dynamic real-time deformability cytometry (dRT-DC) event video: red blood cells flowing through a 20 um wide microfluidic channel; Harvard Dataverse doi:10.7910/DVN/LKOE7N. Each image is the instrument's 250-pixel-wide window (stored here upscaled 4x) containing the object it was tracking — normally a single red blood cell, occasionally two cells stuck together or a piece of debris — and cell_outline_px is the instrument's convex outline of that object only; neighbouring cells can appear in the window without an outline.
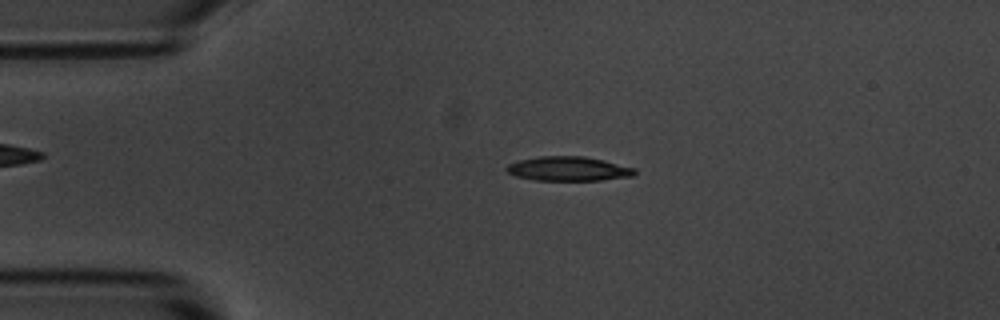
{"species": "common noctule bat (a hibernating species)", "species_latin": "Nyctalus noctula", "temperature_condition": "room temperature", "stored_images_in_passage": 54, "camera_frame_rate_fps": 3000, "um_per_image_px": 0.085, "animal": {"sex": "male", "body_mass_g": 20.1, "forearm_length_mm": 53.5}, "frame": {"image": 1, "passage_image": 11, "time_ms": 3.333, "image_size_px": [1000, 320], "cell_outline_px": [[636, 172], [632, 176], [600, 180], [536, 180], [516, 176], [508, 172], [504, 168], [508, 164], [520, 160], [540, 156], [584, 156], [604, 160], [636, 168]], "centroid_in_image_um": [48.32, 14.34], "position_along_channel_um": 36.7, "area_um2": 18.09}}
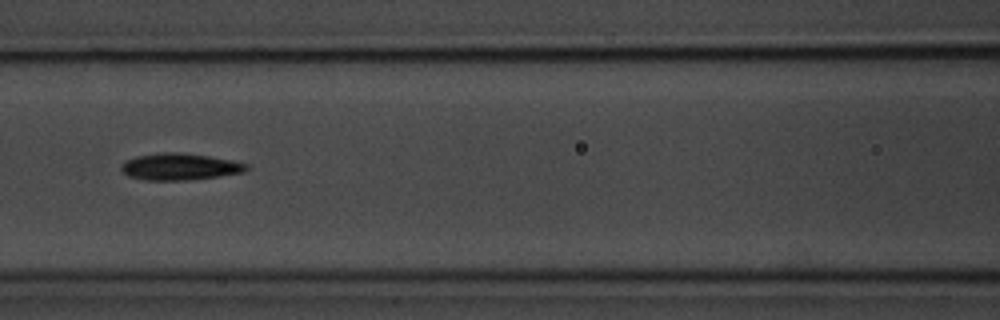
{"frame": {"image": 2, "passage_image": 23, "time_ms": 7.333, "image_size_px": [1000, 320], "cell_outline_px": [[248, 168], [244, 172], [188, 180], [144, 180], [128, 176], [120, 168], [124, 160], [136, 156], [164, 152], [180, 152], [208, 156], [232, 160], [248, 164]], "centroid_in_image_um": [15.25, 14.16], "position_along_channel_um": 151.4, "area_um2": 19.42}}
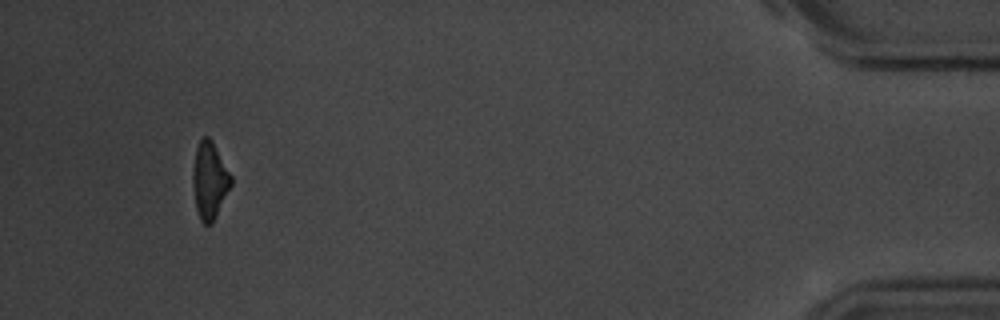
{"frame": {"image": 3, "passage_image": 51, "time_ms": 16.667, "image_size_px": [1000, 320], "cell_outline_px": [[232, 184], [212, 224], [204, 224], [200, 220], [196, 208], [192, 180], [192, 172], [196, 148], [200, 140], [204, 136], [208, 136], [212, 140], [232, 176]], "centroid_in_image_um": [17.81, 15.33], "position_along_channel_um": 417.4, "area_um2": 17.11}, "authors_computed_cell_mechanics": {"area_um2": 18.3226, "velocity_mm_per_s": 3.6209, "shape_relaxation_time_tau1_ms": 3.9742, "shape_relaxation_time_tau2_ms": null, "deformation_change_tau1": 0.1383, "deformation_change_tau2": null}}